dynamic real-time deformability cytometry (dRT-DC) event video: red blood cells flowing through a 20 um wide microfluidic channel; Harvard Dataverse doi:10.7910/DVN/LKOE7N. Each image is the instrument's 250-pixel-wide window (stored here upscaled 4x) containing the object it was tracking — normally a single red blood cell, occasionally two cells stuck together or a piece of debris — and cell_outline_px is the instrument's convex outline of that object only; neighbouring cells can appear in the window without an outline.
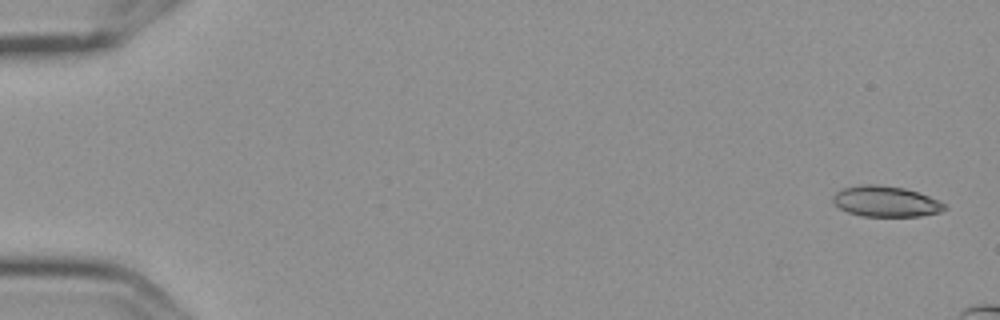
{"species": "Egyptian fruit bat (a non-hibernating species)", "species_latin": "Rousettus aegyptiacus", "temperature_condition": "cold", "stored_images_in_passage": 4, "camera_frame_rate_fps": 3000, "um_per_image_px": 0.085, "frame": {"image": 1, "passage_image": 1, "time_ms": 0.0, "image_size_px": [1000, 320], "cell_outline_px": [[948, 208], [940, 212], [920, 216], [864, 216], [848, 212], [840, 208], [832, 200], [832, 196], [836, 192], [844, 188], [860, 184], [876, 184], [904, 188], [940, 200]], "centroid_in_image_um": [75.29, 17.12], "position_along_channel_um": 9.7, "area_um2": 19.88}}